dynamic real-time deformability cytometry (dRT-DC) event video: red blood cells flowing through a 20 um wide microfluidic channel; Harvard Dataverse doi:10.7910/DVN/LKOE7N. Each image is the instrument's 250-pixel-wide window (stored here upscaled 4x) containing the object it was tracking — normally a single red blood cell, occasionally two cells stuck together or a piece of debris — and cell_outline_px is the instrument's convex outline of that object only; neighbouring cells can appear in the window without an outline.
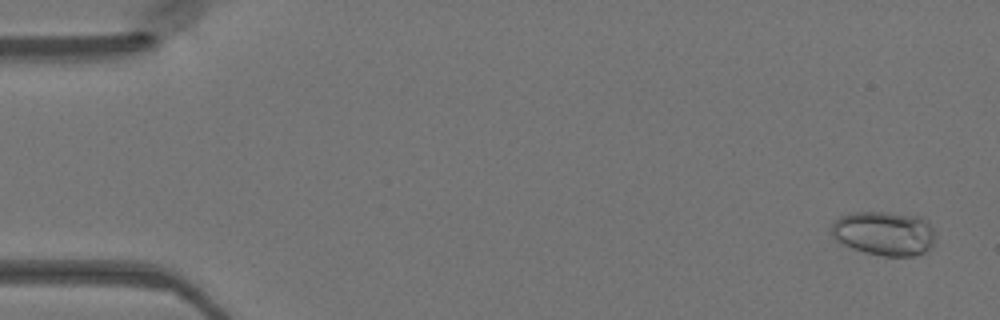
{"species": "Egyptian fruit bat (a non-hibernating species)", "species_latin": "Rousettus aegyptiacus", "temperature_condition": "warm", "stored_images_in_passage": 10, "camera_frame_rate_fps": 3000, "um_per_image_px": 0.085, "animal": {"sex": "female"}, "frame": {"image": 1, "passage_image": 2, "time_ms": 0.333, "image_size_px": [1000, 320], "cell_outline_px": [[936, 236], [932, 248], [928, 252], [912, 256], [884, 256], [864, 252], [852, 248], [836, 240], [832, 236], [832, 224], [840, 216], [848, 212], [884, 212], [920, 216], [928, 220]], "centroid_in_image_um": [75.2, 19.83], "position_along_channel_um": 9.8, "area_um2": 27.17}}